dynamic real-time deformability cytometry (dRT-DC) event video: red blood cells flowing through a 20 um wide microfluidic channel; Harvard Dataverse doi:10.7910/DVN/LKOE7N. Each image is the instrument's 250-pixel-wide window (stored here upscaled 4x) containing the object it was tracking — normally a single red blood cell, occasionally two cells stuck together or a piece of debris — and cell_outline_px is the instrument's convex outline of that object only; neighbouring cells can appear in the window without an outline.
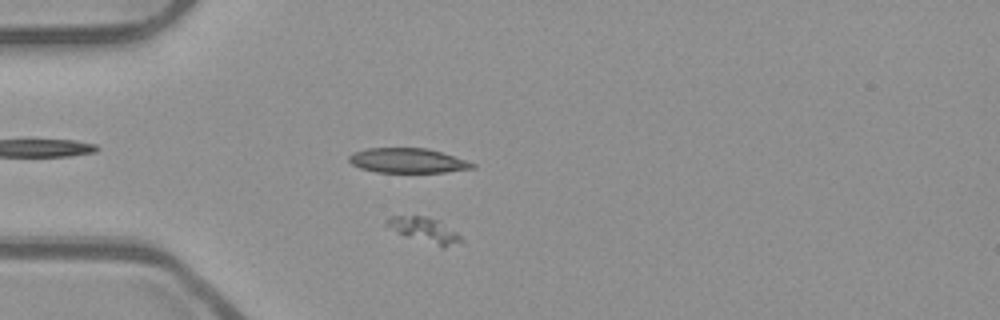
{"species": "common noctule bat (a hibernating species)", "species_latin": "Nyctalus noctula", "temperature_condition": "room temperature", "stored_images_in_passage": 56, "camera_frame_rate_fps": 3000, "um_per_image_px": 0.085, "animal": {"sex": "male", "body_mass_g": 23.1, "forearm_length_mm": 52.7}, "frame": {"image": 1, "passage_image": 16, "time_ms": 5.0, "image_size_px": [1000, 320], "cell_outline_px": [[464, 240], [444, 248], [440, 248], [396, 232], [384, 224], [384, 220], [392, 216], [424, 216], [436, 220], [456, 232]], "centroid_in_image_um": [36.04, 19.57], "position_along_channel_um": 49.0, "area_um2": 10.75}}
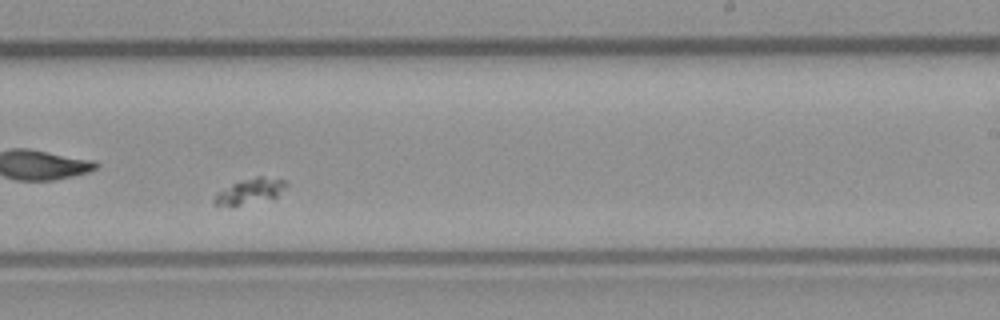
{"frame": {"image": 2, "passage_image": 35, "time_ms": 11.333, "image_size_px": [1000, 320], "cell_outline_px": [[288, 184], [276, 196], [240, 204], [212, 204], [212, 200], [216, 192], [232, 184], [256, 176], [264, 176], [288, 180]], "centroid_in_image_um": [21.25, 16.2], "position_along_channel_um": 267.7, "area_um2": 10.12}}
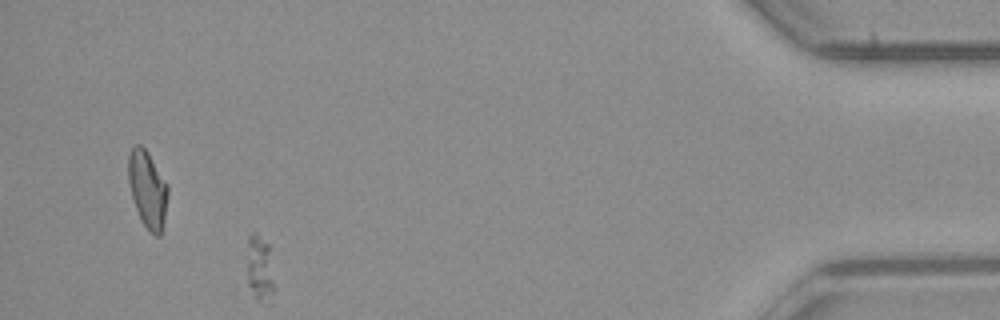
{"frame": {"image": 3, "passage_image": 52, "time_ms": 17.0, "image_size_px": [1000, 320], "cell_outline_px": [[272, 304], [264, 304], [256, 300], [248, 284], [248, 236], [252, 232], [256, 232], [268, 244], [272, 284]], "centroid_in_image_um": [22.06, 22.87], "position_along_channel_um": 413.1, "area_um2": 10.17}}